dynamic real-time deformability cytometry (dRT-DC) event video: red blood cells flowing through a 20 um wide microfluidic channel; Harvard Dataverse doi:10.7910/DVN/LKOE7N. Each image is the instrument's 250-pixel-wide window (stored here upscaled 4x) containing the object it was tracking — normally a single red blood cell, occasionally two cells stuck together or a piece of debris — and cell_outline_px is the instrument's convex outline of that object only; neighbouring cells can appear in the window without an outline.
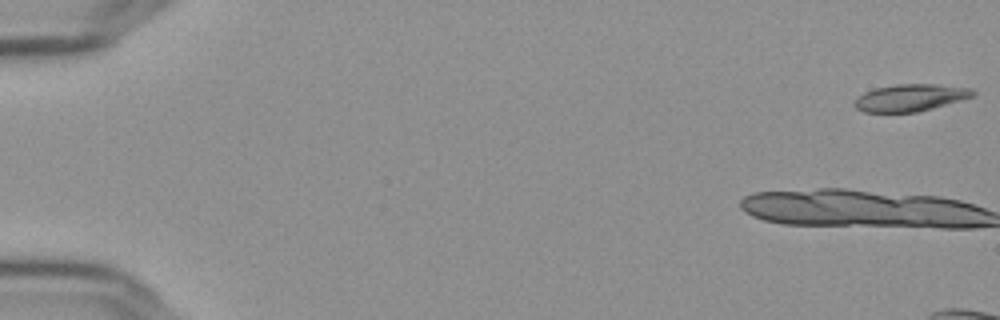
{"species": "Egyptian fruit bat (a non-hibernating species)", "species_latin": "Rousettus aegyptiacus", "temperature_condition": "cold", "stored_images_in_passage": 13, "camera_frame_rate_fps": 3000, "um_per_image_px": 0.085, "frame": {"image": 1, "passage_image": 1, "time_ms": 0.0, "image_size_px": [1000, 320], "cell_outline_px": [[976, 92], [972, 96], [932, 108], [916, 112], [864, 112], [856, 108], [852, 104], [856, 96], [864, 92], [876, 88], [896, 84], [936, 84], [972, 88]], "centroid_in_image_um": [77.32, 8.3], "position_along_channel_um": 7.7, "area_um2": 18.61}}